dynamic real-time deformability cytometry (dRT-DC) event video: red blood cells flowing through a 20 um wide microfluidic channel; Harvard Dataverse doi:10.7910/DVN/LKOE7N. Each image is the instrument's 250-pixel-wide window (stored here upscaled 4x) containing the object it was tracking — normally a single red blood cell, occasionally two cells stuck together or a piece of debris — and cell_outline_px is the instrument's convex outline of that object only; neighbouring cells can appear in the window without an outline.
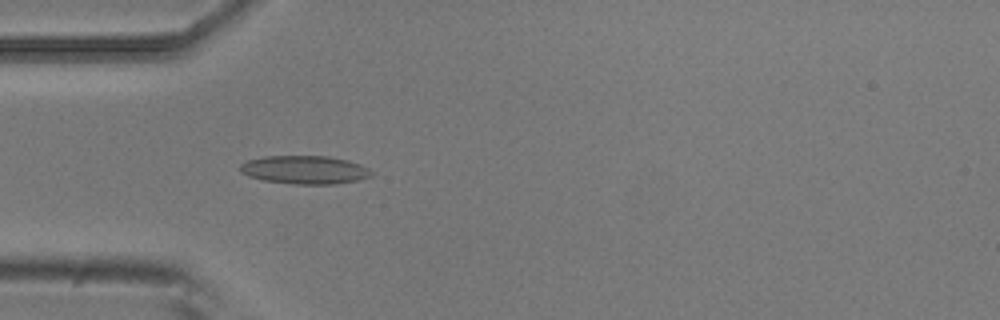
{"species": "common noctule bat (a hibernating species)", "species_latin": "Nyctalus noctula", "temperature_condition": "room temperature", "stored_images_in_passage": 4, "camera_frame_rate_fps": 3000, "um_per_image_px": 0.085, "animal": {"sex": "male", "body_mass_g": 20.5, "forearm_length_mm": 52.5}, "frame": {"image": 1, "passage_image": 4, "time_ms": 1.0, "image_size_px": [1000, 320], "cell_outline_px": [[372, 176], [360, 180], [336, 184], [292, 184], [264, 180], [248, 176], [240, 172], [240, 164], [248, 160], [264, 156], [328, 156], [348, 160], [360, 164], [368, 168], [372, 172]], "centroid_in_image_um": [25.92, 14.43], "position_along_channel_um": 59.1, "area_um2": 21.79}}